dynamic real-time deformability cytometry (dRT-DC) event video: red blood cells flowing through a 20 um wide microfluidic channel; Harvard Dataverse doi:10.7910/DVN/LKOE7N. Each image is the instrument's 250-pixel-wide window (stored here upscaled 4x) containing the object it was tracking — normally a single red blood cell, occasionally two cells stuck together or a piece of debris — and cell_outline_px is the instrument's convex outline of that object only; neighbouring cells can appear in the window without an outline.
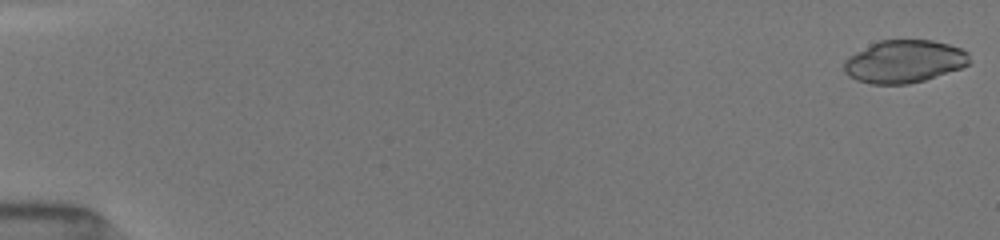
{"species": "common noctule bat (a hibernating species)", "species_latin": "Nyctalus noctula", "temperature_condition": "room temperature", "stored_images_in_passage": 51, "camera_frame_rate_fps": 3000, "um_per_image_px": 0.085, "animal": {"sex": "female", "body_mass_g": 19.5, "forearm_length_mm": 54.1}, "frame": {"image": 1, "passage_image": 1, "time_ms": 0.0, "image_size_px": [1000, 240], "cell_outline_px": [[968, 64], [960, 68], [924, 80], [908, 84], [872, 84], [856, 80], [848, 76], [844, 72], [844, 60], [848, 56], [880, 40], [932, 40], [948, 44], [960, 48], [968, 52]], "centroid_in_image_um": [76.82, 5.23], "position_along_channel_um": 8.2, "area_um2": 30.98}}